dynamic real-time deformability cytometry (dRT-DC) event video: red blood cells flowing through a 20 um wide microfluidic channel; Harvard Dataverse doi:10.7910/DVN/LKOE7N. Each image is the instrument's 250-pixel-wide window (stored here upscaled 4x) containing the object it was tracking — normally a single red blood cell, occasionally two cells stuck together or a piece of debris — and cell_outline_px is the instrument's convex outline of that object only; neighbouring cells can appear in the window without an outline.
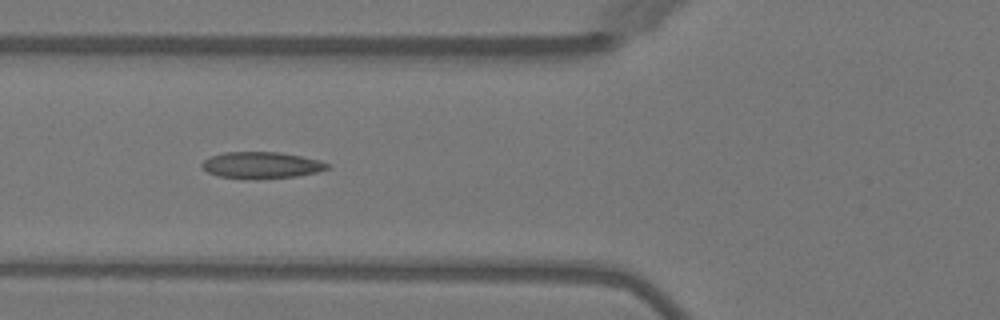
{"species": "Egyptian fruit bat (a non-hibernating species)", "species_latin": "Rousettus aegyptiacus", "temperature_condition": "warm", "stored_images_in_passage": 6, "camera_frame_rate_fps": 3000, "um_per_image_px": 0.085, "animal": {"sex": "female"}, "frame": {"image": 1, "passage_image": 6, "time_ms": 5.667, "image_size_px": [1000, 320], "cell_outline_px": [[328, 168], [316, 172], [296, 176], [256, 180], [252, 180], [216, 176], [208, 172], [200, 164], [204, 160], [212, 156], [224, 152], [280, 152], [320, 160], [328, 164]], "centroid_in_image_um": [22.19, 14.05], "position_along_channel_um": 103.6, "area_um2": 19.48}}